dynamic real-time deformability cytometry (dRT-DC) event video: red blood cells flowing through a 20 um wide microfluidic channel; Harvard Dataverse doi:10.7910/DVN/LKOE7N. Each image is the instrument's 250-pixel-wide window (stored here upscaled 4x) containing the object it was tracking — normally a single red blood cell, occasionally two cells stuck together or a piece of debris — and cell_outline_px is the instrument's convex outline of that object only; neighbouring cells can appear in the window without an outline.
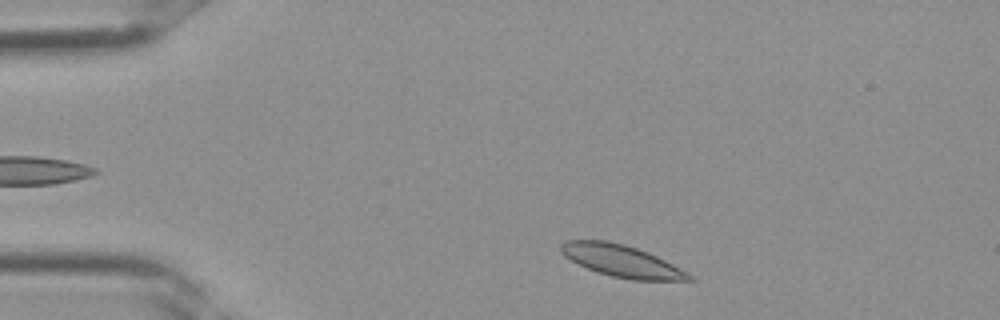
{"species": "Egyptian fruit bat (a non-hibernating species)", "species_latin": "Rousettus aegyptiacus", "temperature_condition": "room temperature", "stored_images_in_passage": 32, "camera_frame_rate_fps": 3000, "um_per_image_px": 0.085, "frame": {"image": 1, "passage_image": 2, "time_ms": 0.333, "image_size_px": [1000, 320], "cell_outline_px": [[696, 280], [632, 280], [612, 276], [596, 272], [564, 256], [560, 252], [560, 244], [564, 240], [608, 240], [624, 244], [648, 252], [688, 272]], "centroid_in_image_um": [52.81, 22.17], "position_along_channel_um": 32.2, "area_um2": 23.76}}
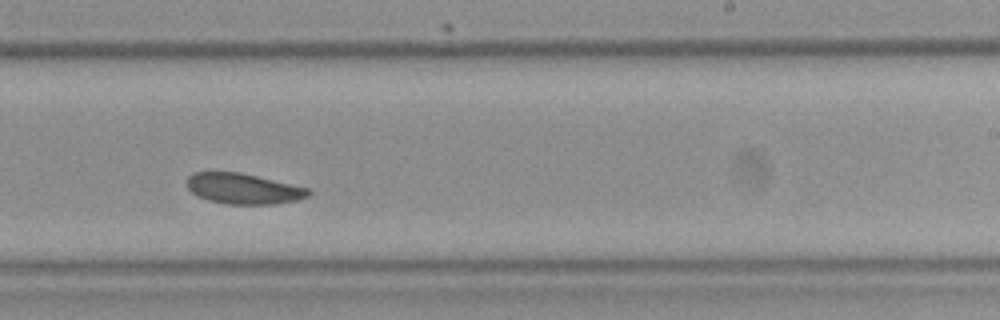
{"frame": {"image": 2, "passage_image": 18, "time_ms": 5.667, "image_size_px": [1000, 320], "cell_outline_px": [[312, 192], [308, 196], [296, 200], [276, 204], [224, 204], [208, 200], [192, 192], [188, 188], [188, 176], [192, 172], [240, 172], [308, 188]], "centroid_in_image_um": [20.69, 16.04], "position_along_channel_um": 268.3, "area_um2": 21.5}}
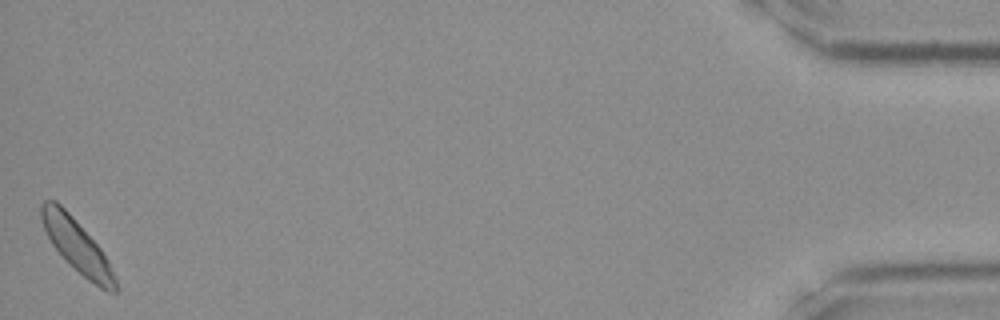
{"frame": {"image": 3, "passage_image": 32, "time_ms": 10.333, "image_size_px": [1000, 320], "cell_outline_px": [[120, 288], [116, 292], [108, 292], [100, 288], [88, 280], [52, 244], [44, 228], [40, 216], [40, 204], [44, 200], [56, 200], [72, 216], [100, 248], [108, 260], [116, 276]], "centroid_in_image_um": [6.58, 20.91], "position_along_channel_um": 428.6, "area_um2": 22.37}}